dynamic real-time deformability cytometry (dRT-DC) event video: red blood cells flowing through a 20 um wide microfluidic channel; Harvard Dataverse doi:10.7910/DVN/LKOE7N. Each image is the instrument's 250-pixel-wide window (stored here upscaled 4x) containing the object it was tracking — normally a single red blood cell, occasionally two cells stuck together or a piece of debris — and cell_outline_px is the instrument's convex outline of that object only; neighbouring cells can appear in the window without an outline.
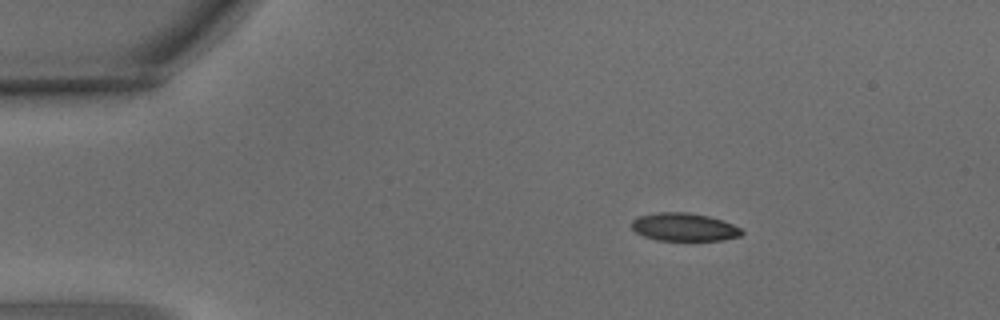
{"species": "common noctule bat (a hibernating species)", "species_latin": "Nyctalus noctula", "temperature_condition": "warm", "stored_images_in_passage": 2, "camera_frame_rate_fps": 3000, "um_per_image_px": 0.085, "animal": {"sex": "male", "body_mass_g": 15.6}, "frame": {"image": 1, "passage_image": 1, "time_ms": 0.0, "image_size_px": [1000, 320], "cell_outline_px": [[744, 232], [740, 236], [720, 240], [656, 240], [644, 236], [636, 232], [632, 228], [632, 220], [640, 216], [660, 212], [688, 212], [708, 216], [732, 224], [740, 228]], "centroid_in_image_um": [58.14, 19.3], "position_along_channel_um": 26.9, "area_um2": 17.74}}